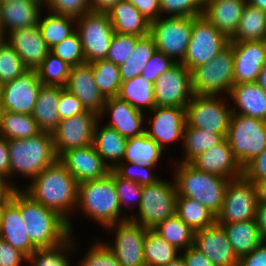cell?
<instances>
[{"mask_svg": "<svg viewBox=\"0 0 266 266\" xmlns=\"http://www.w3.org/2000/svg\"><path fill=\"white\" fill-rule=\"evenodd\" d=\"M29 184L22 190L34 201L61 215L68 222L71 234H74L70 213L77 207L78 182L65 166L57 159Z\"/></svg>", "mask_w": 266, "mask_h": 266, "instance_id": "cell-1", "label": "cell"}, {"mask_svg": "<svg viewBox=\"0 0 266 266\" xmlns=\"http://www.w3.org/2000/svg\"><path fill=\"white\" fill-rule=\"evenodd\" d=\"M20 213L26 223L27 234L36 248L61 244L70 235L68 222L56 211L34 201L20 189Z\"/></svg>", "mask_w": 266, "mask_h": 266, "instance_id": "cell-2", "label": "cell"}, {"mask_svg": "<svg viewBox=\"0 0 266 266\" xmlns=\"http://www.w3.org/2000/svg\"><path fill=\"white\" fill-rule=\"evenodd\" d=\"M77 210L82 212L103 228L130 218L122 214L116 193L112 170L101 178L78 184ZM122 214V216H121Z\"/></svg>", "mask_w": 266, "mask_h": 266, "instance_id": "cell-3", "label": "cell"}, {"mask_svg": "<svg viewBox=\"0 0 266 266\" xmlns=\"http://www.w3.org/2000/svg\"><path fill=\"white\" fill-rule=\"evenodd\" d=\"M176 166L173 181L177 195L199 201L217 216L230 179L199 171L189 163L179 162Z\"/></svg>", "mask_w": 266, "mask_h": 266, "instance_id": "cell-4", "label": "cell"}, {"mask_svg": "<svg viewBox=\"0 0 266 266\" xmlns=\"http://www.w3.org/2000/svg\"><path fill=\"white\" fill-rule=\"evenodd\" d=\"M8 147L10 177L19 173L31 181L58 159L52 134L46 132L27 139H10Z\"/></svg>", "mask_w": 266, "mask_h": 266, "instance_id": "cell-5", "label": "cell"}, {"mask_svg": "<svg viewBox=\"0 0 266 266\" xmlns=\"http://www.w3.org/2000/svg\"><path fill=\"white\" fill-rule=\"evenodd\" d=\"M192 91L199 96H221L230 93L234 85L233 49L229 44L213 60L193 68Z\"/></svg>", "mask_w": 266, "mask_h": 266, "instance_id": "cell-6", "label": "cell"}, {"mask_svg": "<svg viewBox=\"0 0 266 266\" xmlns=\"http://www.w3.org/2000/svg\"><path fill=\"white\" fill-rule=\"evenodd\" d=\"M225 139L244 168L266 149V121L232 113Z\"/></svg>", "mask_w": 266, "mask_h": 266, "instance_id": "cell-7", "label": "cell"}, {"mask_svg": "<svg viewBox=\"0 0 266 266\" xmlns=\"http://www.w3.org/2000/svg\"><path fill=\"white\" fill-rule=\"evenodd\" d=\"M174 182L157 180L151 185L142 186V199L135 217L130 219L145 228L153 229L157 224L176 214L177 200Z\"/></svg>", "mask_w": 266, "mask_h": 266, "instance_id": "cell-8", "label": "cell"}, {"mask_svg": "<svg viewBox=\"0 0 266 266\" xmlns=\"http://www.w3.org/2000/svg\"><path fill=\"white\" fill-rule=\"evenodd\" d=\"M230 39L220 32L205 16L192 17L191 38L181 62L190 71L210 62L229 45Z\"/></svg>", "mask_w": 266, "mask_h": 266, "instance_id": "cell-9", "label": "cell"}, {"mask_svg": "<svg viewBox=\"0 0 266 266\" xmlns=\"http://www.w3.org/2000/svg\"><path fill=\"white\" fill-rule=\"evenodd\" d=\"M76 32L82 44L86 63L106 59L115 33L107 12L91 10L76 18Z\"/></svg>", "mask_w": 266, "mask_h": 266, "instance_id": "cell-10", "label": "cell"}, {"mask_svg": "<svg viewBox=\"0 0 266 266\" xmlns=\"http://www.w3.org/2000/svg\"><path fill=\"white\" fill-rule=\"evenodd\" d=\"M232 109L222 96L193 95L186 106V126L223 135L229 129Z\"/></svg>", "mask_w": 266, "mask_h": 266, "instance_id": "cell-11", "label": "cell"}, {"mask_svg": "<svg viewBox=\"0 0 266 266\" xmlns=\"http://www.w3.org/2000/svg\"><path fill=\"white\" fill-rule=\"evenodd\" d=\"M191 32L192 17L161 16L150 23V35L155 41L157 50L175 63L183 61Z\"/></svg>", "mask_w": 266, "mask_h": 266, "instance_id": "cell-12", "label": "cell"}, {"mask_svg": "<svg viewBox=\"0 0 266 266\" xmlns=\"http://www.w3.org/2000/svg\"><path fill=\"white\" fill-rule=\"evenodd\" d=\"M257 204L256 187L253 182L244 176L230 180L216 222L232 223L256 219Z\"/></svg>", "mask_w": 266, "mask_h": 266, "instance_id": "cell-13", "label": "cell"}, {"mask_svg": "<svg viewBox=\"0 0 266 266\" xmlns=\"http://www.w3.org/2000/svg\"><path fill=\"white\" fill-rule=\"evenodd\" d=\"M114 230V243H105L116 255L121 266H146L143 247L147 229L128 218L105 227Z\"/></svg>", "mask_w": 266, "mask_h": 266, "instance_id": "cell-14", "label": "cell"}, {"mask_svg": "<svg viewBox=\"0 0 266 266\" xmlns=\"http://www.w3.org/2000/svg\"><path fill=\"white\" fill-rule=\"evenodd\" d=\"M100 116L95 112L85 111L79 115L60 120L52 133L54 150L59 157L63 152L93 144V136Z\"/></svg>", "mask_w": 266, "mask_h": 266, "instance_id": "cell-15", "label": "cell"}, {"mask_svg": "<svg viewBox=\"0 0 266 266\" xmlns=\"http://www.w3.org/2000/svg\"><path fill=\"white\" fill-rule=\"evenodd\" d=\"M193 95L191 72L182 63H176L154 83L156 106L186 107Z\"/></svg>", "mask_w": 266, "mask_h": 266, "instance_id": "cell-16", "label": "cell"}, {"mask_svg": "<svg viewBox=\"0 0 266 266\" xmlns=\"http://www.w3.org/2000/svg\"><path fill=\"white\" fill-rule=\"evenodd\" d=\"M41 86L36 69H28L14 80L2 84L0 107L4 111L31 115Z\"/></svg>", "mask_w": 266, "mask_h": 266, "instance_id": "cell-17", "label": "cell"}, {"mask_svg": "<svg viewBox=\"0 0 266 266\" xmlns=\"http://www.w3.org/2000/svg\"><path fill=\"white\" fill-rule=\"evenodd\" d=\"M58 160L76 179L78 184L101 179L112 170L97 153L93 144L82 148L69 149L63 152Z\"/></svg>", "mask_w": 266, "mask_h": 266, "instance_id": "cell-18", "label": "cell"}, {"mask_svg": "<svg viewBox=\"0 0 266 266\" xmlns=\"http://www.w3.org/2000/svg\"><path fill=\"white\" fill-rule=\"evenodd\" d=\"M150 129L145 132L163 149L175 141H183L186 126V107L155 106L151 110Z\"/></svg>", "mask_w": 266, "mask_h": 266, "instance_id": "cell-19", "label": "cell"}, {"mask_svg": "<svg viewBox=\"0 0 266 266\" xmlns=\"http://www.w3.org/2000/svg\"><path fill=\"white\" fill-rule=\"evenodd\" d=\"M233 49L234 84L256 82L266 64V40L230 41Z\"/></svg>", "mask_w": 266, "mask_h": 266, "instance_id": "cell-20", "label": "cell"}, {"mask_svg": "<svg viewBox=\"0 0 266 266\" xmlns=\"http://www.w3.org/2000/svg\"><path fill=\"white\" fill-rule=\"evenodd\" d=\"M193 246L215 266H239L240 258L229 243L223 227L217 222L195 231Z\"/></svg>", "mask_w": 266, "mask_h": 266, "instance_id": "cell-21", "label": "cell"}, {"mask_svg": "<svg viewBox=\"0 0 266 266\" xmlns=\"http://www.w3.org/2000/svg\"><path fill=\"white\" fill-rule=\"evenodd\" d=\"M26 226L20 213V188L14 189L11 193V200L3 209L0 239L6 241L28 257L37 248L29 239Z\"/></svg>", "mask_w": 266, "mask_h": 266, "instance_id": "cell-22", "label": "cell"}, {"mask_svg": "<svg viewBox=\"0 0 266 266\" xmlns=\"http://www.w3.org/2000/svg\"><path fill=\"white\" fill-rule=\"evenodd\" d=\"M110 115L106 126L115 129L124 138L129 139L145 133L144 112L132 107L118 96L106 98L100 119Z\"/></svg>", "mask_w": 266, "mask_h": 266, "instance_id": "cell-23", "label": "cell"}, {"mask_svg": "<svg viewBox=\"0 0 266 266\" xmlns=\"http://www.w3.org/2000/svg\"><path fill=\"white\" fill-rule=\"evenodd\" d=\"M195 169L233 180L243 176V167L233 155L225 139L217 146L209 148L193 158L190 162Z\"/></svg>", "mask_w": 266, "mask_h": 266, "instance_id": "cell-24", "label": "cell"}, {"mask_svg": "<svg viewBox=\"0 0 266 266\" xmlns=\"http://www.w3.org/2000/svg\"><path fill=\"white\" fill-rule=\"evenodd\" d=\"M4 40L16 50L28 69H37L51 51L38 25L11 31Z\"/></svg>", "mask_w": 266, "mask_h": 266, "instance_id": "cell-25", "label": "cell"}, {"mask_svg": "<svg viewBox=\"0 0 266 266\" xmlns=\"http://www.w3.org/2000/svg\"><path fill=\"white\" fill-rule=\"evenodd\" d=\"M64 88L73 93L87 111L95 112L100 116L106 98L96 85L92 67L89 63L71 67L67 84Z\"/></svg>", "mask_w": 266, "mask_h": 266, "instance_id": "cell-26", "label": "cell"}, {"mask_svg": "<svg viewBox=\"0 0 266 266\" xmlns=\"http://www.w3.org/2000/svg\"><path fill=\"white\" fill-rule=\"evenodd\" d=\"M42 9L34 0H14L0 4V38L4 39L11 31L37 25Z\"/></svg>", "mask_w": 266, "mask_h": 266, "instance_id": "cell-27", "label": "cell"}, {"mask_svg": "<svg viewBox=\"0 0 266 266\" xmlns=\"http://www.w3.org/2000/svg\"><path fill=\"white\" fill-rule=\"evenodd\" d=\"M246 4V0H205L202 15L230 39L238 28Z\"/></svg>", "mask_w": 266, "mask_h": 266, "instance_id": "cell-28", "label": "cell"}, {"mask_svg": "<svg viewBox=\"0 0 266 266\" xmlns=\"http://www.w3.org/2000/svg\"><path fill=\"white\" fill-rule=\"evenodd\" d=\"M229 96L236 105L232 113L266 121V93L256 82L234 84Z\"/></svg>", "mask_w": 266, "mask_h": 266, "instance_id": "cell-29", "label": "cell"}, {"mask_svg": "<svg viewBox=\"0 0 266 266\" xmlns=\"http://www.w3.org/2000/svg\"><path fill=\"white\" fill-rule=\"evenodd\" d=\"M59 100L60 86L42 84L31 114L35 119L40 132L52 134L56 130L57 125L60 122L58 114Z\"/></svg>", "mask_w": 266, "mask_h": 266, "instance_id": "cell-30", "label": "cell"}, {"mask_svg": "<svg viewBox=\"0 0 266 266\" xmlns=\"http://www.w3.org/2000/svg\"><path fill=\"white\" fill-rule=\"evenodd\" d=\"M107 13L114 32L142 37L150 34V22L129 2H118Z\"/></svg>", "mask_w": 266, "mask_h": 266, "instance_id": "cell-31", "label": "cell"}, {"mask_svg": "<svg viewBox=\"0 0 266 266\" xmlns=\"http://www.w3.org/2000/svg\"><path fill=\"white\" fill-rule=\"evenodd\" d=\"M99 123L98 121L95 127L93 146L104 162L113 170L123 161L128 139L124 138L113 128L106 125L99 126Z\"/></svg>", "mask_w": 266, "mask_h": 266, "instance_id": "cell-32", "label": "cell"}, {"mask_svg": "<svg viewBox=\"0 0 266 266\" xmlns=\"http://www.w3.org/2000/svg\"><path fill=\"white\" fill-rule=\"evenodd\" d=\"M218 224L223 227L229 243L239 258L251 253L262 242L256 219Z\"/></svg>", "mask_w": 266, "mask_h": 266, "instance_id": "cell-33", "label": "cell"}, {"mask_svg": "<svg viewBox=\"0 0 266 266\" xmlns=\"http://www.w3.org/2000/svg\"><path fill=\"white\" fill-rule=\"evenodd\" d=\"M162 153L163 148L145 132L127 140L122 162L153 168L159 164L158 161L161 159Z\"/></svg>", "mask_w": 266, "mask_h": 266, "instance_id": "cell-34", "label": "cell"}, {"mask_svg": "<svg viewBox=\"0 0 266 266\" xmlns=\"http://www.w3.org/2000/svg\"><path fill=\"white\" fill-rule=\"evenodd\" d=\"M117 96L144 113L145 110L151 111L156 106L154 83L146 80L142 75L123 81Z\"/></svg>", "mask_w": 266, "mask_h": 266, "instance_id": "cell-35", "label": "cell"}, {"mask_svg": "<svg viewBox=\"0 0 266 266\" xmlns=\"http://www.w3.org/2000/svg\"><path fill=\"white\" fill-rule=\"evenodd\" d=\"M266 40V12L246 4L239 25L230 41Z\"/></svg>", "mask_w": 266, "mask_h": 266, "instance_id": "cell-36", "label": "cell"}, {"mask_svg": "<svg viewBox=\"0 0 266 266\" xmlns=\"http://www.w3.org/2000/svg\"><path fill=\"white\" fill-rule=\"evenodd\" d=\"M41 15L40 13L37 25L50 49L76 31L75 17L58 15L52 12H49L45 17H41Z\"/></svg>", "mask_w": 266, "mask_h": 266, "instance_id": "cell-37", "label": "cell"}, {"mask_svg": "<svg viewBox=\"0 0 266 266\" xmlns=\"http://www.w3.org/2000/svg\"><path fill=\"white\" fill-rule=\"evenodd\" d=\"M143 253L146 266H166L180 256V250L153 229H147Z\"/></svg>", "mask_w": 266, "mask_h": 266, "instance_id": "cell-38", "label": "cell"}, {"mask_svg": "<svg viewBox=\"0 0 266 266\" xmlns=\"http://www.w3.org/2000/svg\"><path fill=\"white\" fill-rule=\"evenodd\" d=\"M225 140L220 134H213L200 128L188 127L184 128L183 141V158L180 162L189 163L197 155L206 152L209 148L217 146Z\"/></svg>", "mask_w": 266, "mask_h": 266, "instance_id": "cell-39", "label": "cell"}, {"mask_svg": "<svg viewBox=\"0 0 266 266\" xmlns=\"http://www.w3.org/2000/svg\"><path fill=\"white\" fill-rule=\"evenodd\" d=\"M176 215L194 231L205 229L216 222V216L197 200L177 196Z\"/></svg>", "mask_w": 266, "mask_h": 266, "instance_id": "cell-40", "label": "cell"}, {"mask_svg": "<svg viewBox=\"0 0 266 266\" xmlns=\"http://www.w3.org/2000/svg\"><path fill=\"white\" fill-rule=\"evenodd\" d=\"M40 133L30 114L12 113L2 110L0 136L10 139H27Z\"/></svg>", "mask_w": 266, "mask_h": 266, "instance_id": "cell-41", "label": "cell"}, {"mask_svg": "<svg viewBox=\"0 0 266 266\" xmlns=\"http://www.w3.org/2000/svg\"><path fill=\"white\" fill-rule=\"evenodd\" d=\"M153 230L180 251L194 244L195 231L176 214L157 224Z\"/></svg>", "mask_w": 266, "mask_h": 266, "instance_id": "cell-42", "label": "cell"}, {"mask_svg": "<svg viewBox=\"0 0 266 266\" xmlns=\"http://www.w3.org/2000/svg\"><path fill=\"white\" fill-rule=\"evenodd\" d=\"M71 234L64 242L49 248H37L27 257L31 266H71L67 254L73 252L75 247L74 237Z\"/></svg>", "mask_w": 266, "mask_h": 266, "instance_id": "cell-43", "label": "cell"}, {"mask_svg": "<svg viewBox=\"0 0 266 266\" xmlns=\"http://www.w3.org/2000/svg\"><path fill=\"white\" fill-rule=\"evenodd\" d=\"M97 87L105 98L117 96L122 83L119 65L106 59L89 63Z\"/></svg>", "mask_w": 266, "mask_h": 266, "instance_id": "cell-44", "label": "cell"}, {"mask_svg": "<svg viewBox=\"0 0 266 266\" xmlns=\"http://www.w3.org/2000/svg\"><path fill=\"white\" fill-rule=\"evenodd\" d=\"M70 68V65L50 51L36 71L42 84L65 87Z\"/></svg>", "mask_w": 266, "mask_h": 266, "instance_id": "cell-45", "label": "cell"}, {"mask_svg": "<svg viewBox=\"0 0 266 266\" xmlns=\"http://www.w3.org/2000/svg\"><path fill=\"white\" fill-rule=\"evenodd\" d=\"M27 70L16 50L0 38V83L10 82Z\"/></svg>", "mask_w": 266, "mask_h": 266, "instance_id": "cell-46", "label": "cell"}, {"mask_svg": "<svg viewBox=\"0 0 266 266\" xmlns=\"http://www.w3.org/2000/svg\"><path fill=\"white\" fill-rule=\"evenodd\" d=\"M141 37L142 36L115 32L110 42L106 60L116 65H121L131 56L137 41Z\"/></svg>", "mask_w": 266, "mask_h": 266, "instance_id": "cell-47", "label": "cell"}, {"mask_svg": "<svg viewBox=\"0 0 266 266\" xmlns=\"http://www.w3.org/2000/svg\"><path fill=\"white\" fill-rule=\"evenodd\" d=\"M51 52L71 67L86 63L82 44L76 31L51 48Z\"/></svg>", "mask_w": 266, "mask_h": 266, "instance_id": "cell-48", "label": "cell"}, {"mask_svg": "<svg viewBox=\"0 0 266 266\" xmlns=\"http://www.w3.org/2000/svg\"><path fill=\"white\" fill-rule=\"evenodd\" d=\"M205 0H160L162 14L172 17H197L203 14Z\"/></svg>", "mask_w": 266, "mask_h": 266, "instance_id": "cell-49", "label": "cell"}, {"mask_svg": "<svg viewBox=\"0 0 266 266\" xmlns=\"http://www.w3.org/2000/svg\"><path fill=\"white\" fill-rule=\"evenodd\" d=\"M152 170L153 168L138 166L131 162H121L113 169L119 177L137 182L141 186L151 185L160 179Z\"/></svg>", "mask_w": 266, "mask_h": 266, "instance_id": "cell-50", "label": "cell"}, {"mask_svg": "<svg viewBox=\"0 0 266 266\" xmlns=\"http://www.w3.org/2000/svg\"><path fill=\"white\" fill-rule=\"evenodd\" d=\"M92 244L78 266H121L116 255L104 242L99 239Z\"/></svg>", "mask_w": 266, "mask_h": 266, "instance_id": "cell-51", "label": "cell"}, {"mask_svg": "<svg viewBox=\"0 0 266 266\" xmlns=\"http://www.w3.org/2000/svg\"><path fill=\"white\" fill-rule=\"evenodd\" d=\"M112 178L114 179L121 211L123 206H129L132 209L133 205L130 206V204L133 201L135 202L134 204H136L139 208L142 199V186L137 182L125 180L119 177L113 170Z\"/></svg>", "mask_w": 266, "mask_h": 266, "instance_id": "cell-52", "label": "cell"}, {"mask_svg": "<svg viewBox=\"0 0 266 266\" xmlns=\"http://www.w3.org/2000/svg\"><path fill=\"white\" fill-rule=\"evenodd\" d=\"M44 7L48 8L49 12L75 18L91 11L88 0H48Z\"/></svg>", "mask_w": 266, "mask_h": 266, "instance_id": "cell-53", "label": "cell"}, {"mask_svg": "<svg viewBox=\"0 0 266 266\" xmlns=\"http://www.w3.org/2000/svg\"><path fill=\"white\" fill-rule=\"evenodd\" d=\"M176 63L163 52L156 50L151 59L144 65L141 73L146 80L155 83V81Z\"/></svg>", "mask_w": 266, "mask_h": 266, "instance_id": "cell-54", "label": "cell"}, {"mask_svg": "<svg viewBox=\"0 0 266 266\" xmlns=\"http://www.w3.org/2000/svg\"><path fill=\"white\" fill-rule=\"evenodd\" d=\"M86 109L81 101L66 88L60 86V100L58 103V114L60 120L84 113Z\"/></svg>", "mask_w": 266, "mask_h": 266, "instance_id": "cell-55", "label": "cell"}, {"mask_svg": "<svg viewBox=\"0 0 266 266\" xmlns=\"http://www.w3.org/2000/svg\"><path fill=\"white\" fill-rule=\"evenodd\" d=\"M156 50L157 47L155 45V41L153 37L148 34L137 41L133 53L126 61L145 65L151 59Z\"/></svg>", "mask_w": 266, "mask_h": 266, "instance_id": "cell-56", "label": "cell"}, {"mask_svg": "<svg viewBox=\"0 0 266 266\" xmlns=\"http://www.w3.org/2000/svg\"><path fill=\"white\" fill-rule=\"evenodd\" d=\"M243 176L251 182L266 181V149L243 168Z\"/></svg>", "mask_w": 266, "mask_h": 266, "instance_id": "cell-57", "label": "cell"}, {"mask_svg": "<svg viewBox=\"0 0 266 266\" xmlns=\"http://www.w3.org/2000/svg\"><path fill=\"white\" fill-rule=\"evenodd\" d=\"M27 257L6 241L0 239V266H21Z\"/></svg>", "mask_w": 266, "mask_h": 266, "instance_id": "cell-58", "label": "cell"}, {"mask_svg": "<svg viewBox=\"0 0 266 266\" xmlns=\"http://www.w3.org/2000/svg\"><path fill=\"white\" fill-rule=\"evenodd\" d=\"M134 5L150 23L161 17L160 0H123Z\"/></svg>", "mask_w": 266, "mask_h": 266, "instance_id": "cell-59", "label": "cell"}, {"mask_svg": "<svg viewBox=\"0 0 266 266\" xmlns=\"http://www.w3.org/2000/svg\"><path fill=\"white\" fill-rule=\"evenodd\" d=\"M239 266H266V242H261L251 253L239 259Z\"/></svg>", "mask_w": 266, "mask_h": 266, "instance_id": "cell-60", "label": "cell"}, {"mask_svg": "<svg viewBox=\"0 0 266 266\" xmlns=\"http://www.w3.org/2000/svg\"><path fill=\"white\" fill-rule=\"evenodd\" d=\"M186 266H215L201 251L194 246L188 247L180 253Z\"/></svg>", "mask_w": 266, "mask_h": 266, "instance_id": "cell-61", "label": "cell"}, {"mask_svg": "<svg viewBox=\"0 0 266 266\" xmlns=\"http://www.w3.org/2000/svg\"><path fill=\"white\" fill-rule=\"evenodd\" d=\"M0 175L7 181L10 178V157L8 139L0 136Z\"/></svg>", "mask_w": 266, "mask_h": 266, "instance_id": "cell-62", "label": "cell"}, {"mask_svg": "<svg viewBox=\"0 0 266 266\" xmlns=\"http://www.w3.org/2000/svg\"><path fill=\"white\" fill-rule=\"evenodd\" d=\"M144 69V65L141 63L127 62L125 61L119 65L121 81L130 80L138 75H141Z\"/></svg>", "mask_w": 266, "mask_h": 266, "instance_id": "cell-63", "label": "cell"}, {"mask_svg": "<svg viewBox=\"0 0 266 266\" xmlns=\"http://www.w3.org/2000/svg\"><path fill=\"white\" fill-rule=\"evenodd\" d=\"M256 222L263 242H266V205L257 204Z\"/></svg>", "mask_w": 266, "mask_h": 266, "instance_id": "cell-64", "label": "cell"}, {"mask_svg": "<svg viewBox=\"0 0 266 266\" xmlns=\"http://www.w3.org/2000/svg\"><path fill=\"white\" fill-rule=\"evenodd\" d=\"M11 183V181L7 182V179L0 175V201H10L12 191L19 189L18 186L15 187L16 184Z\"/></svg>", "mask_w": 266, "mask_h": 266, "instance_id": "cell-65", "label": "cell"}, {"mask_svg": "<svg viewBox=\"0 0 266 266\" xmlns=\"http://www.w3.org/2000/svg\"><path fill=\"white\" fill-rule=\"evenodd\" d=\"M123 0H88L91 10L108 12L110 9Z\"/></svg>", "mask_w": 266, "mask_h": 266, "instance_id": "cell-66", "label": "cell"}, {"mask_svg": "<svg viewBox=\"0 0 266 266\" xmlns=\"http://www.w3.org/2000/svg\"><path fill=\"white\" fill-rule=\"evenodd\" d=\"M256 187L258 204L266 205V181L253 182Z\"/></svg>", "mask_w": 266, "mask_h": 266, "instance_id": "cell-67", "label": "cell"}, {"mask_svg": "<svg viewBox=\"0 0 266 266\" xmlns=\"http://www.w3.org/2000/svg\"><path fill=\"white\" fill-rule=\"evenodd\" d=\"M256 83L263 89L266 93V64L263 66L262 70L260 71Z\"/></svg>", "mask_w": 266, "mask_h": 266, "instance_id": "cell-68", "label": "cell"}, {"mask_svg": "<svg viewBox=\"0 0 266 266\" xmlns=\"http://www.w3.org/2000/svg\"><path fill=\"white\" fill-rule=\"evenodd\" d=\"M247 4L258 7L266 12V0H246Z\"/></svg>", "mask_w": 266, "mask_h": 266, "instance_id": "cell-69", "label": "cell"}, {"mask_svg": "<svg viewBox=\"0 0 266 266\" xmlns=\"http://www.w3.org/2000/svg\"><path fill=\"white\" fill-rule=\"evenodd\" d=\"M166 266H186V264H185L183 258L181 256H179L176 260L170 262Z\"/></svg>", "mask_w": 266, "mask_h": 266, "instance_id": "cell-70", "label": "cell"}, {"mask_svg": "<svg viewBox=\"0 0 266 266\" xmlns=\"http://www.w3.org/2000/svg\"><path fill=\"white\" fill-rule=\"evenodd\" d=\"M8 202H9V201H0V226H1V220H2L3 209H4V206H5Z\"/></svg>", "mask_w": 266, "mask_h": 266, "instance_id": "cell-71", "label": "cell"}, {"mask_svg": "<svg viewBox=\"0 0 266 266\" xmlns=\"http://www.w3.org/2000/svg\"><path fill=\"white\" fill-rule=\"evenodd\" d=\"M36 1L37 3H39L42 7L45 6L48 2V0H34Z\"/></svg>", "mask_w": 266, "mask_h": 266, "instance_id": "cell-72", "label": "cell"}, {"mask_svg": "<svg viewBox=\"0 0 266 266\" xmlns=\"http://www.w3.org/2000/svg\"><path fill=\"white\" fill-rule=\"evenodd\" d=\"M14 0H0V4H4V3H8V2H12Z\"/></svg>", "mask_w": 266, "mask_h": 266, "instance_id": "cell-73", "label": "cell"}, {"mask_svg": "<svg viewBox=\"0 0 266 266\" xmlns=\"http://www.w3.org/2000/svg\"><path fill=\"white\" fill-rule=\"evenodd\" d=\"M1 95H2V84L0 83V104H1Z\"/></svg>", "mask_w": 266, "mask_h": 266, "instance_id": "cell-74", "label": "cell"}, {"mask_svg": "<svg viewBox=\"0 0 266 266\" xmlns=\"http://www.w3.org/2000/svg\"><path fill=\"white\" fill-rule=\"evenodd\" d=\"M2 108L0 107V127H1Z\"/></svg>", "mask_w": 266, "mask_h": 266, "instance_id": "cell-75", "label": "cell"}]
</instances>
